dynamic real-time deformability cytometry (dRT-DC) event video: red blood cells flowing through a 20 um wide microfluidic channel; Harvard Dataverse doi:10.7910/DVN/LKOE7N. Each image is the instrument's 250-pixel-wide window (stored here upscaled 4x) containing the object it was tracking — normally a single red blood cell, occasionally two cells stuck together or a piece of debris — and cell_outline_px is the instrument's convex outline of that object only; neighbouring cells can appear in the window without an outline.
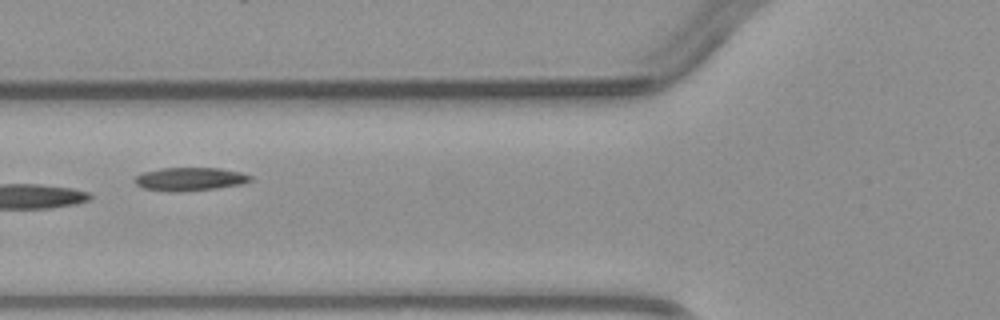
{"species": "common noctule bat (a hibernating species)", "species_latin": "Nyctalus noctula", "temperature_condition": "warm", "stored_images_in_passage": 5, "camera_frame_rate_fps": 3000, "um_per_image_px": 0.085, "animal": {"sex": "male", "body_mass_g": 23.1, "forearm_length_mm": 52.7}, "frame": {"image": 1, "passage_image": 5, "time_ms": 5.667, "image_size_px": [1000, 320], "cell_outline_px": [[252, 180], [244, 184], [216, 188], [176, 192], [168, 192], [144, 188], [136, 184], [132, 180], [136, 176], [144, 172], [160, 168], [220, 168], [240, 172], [252, 176]], "centroid_in_image_um": [16.14, 15.22], "position_along_channel_um": 109.7, "area_um2": 15.78}}